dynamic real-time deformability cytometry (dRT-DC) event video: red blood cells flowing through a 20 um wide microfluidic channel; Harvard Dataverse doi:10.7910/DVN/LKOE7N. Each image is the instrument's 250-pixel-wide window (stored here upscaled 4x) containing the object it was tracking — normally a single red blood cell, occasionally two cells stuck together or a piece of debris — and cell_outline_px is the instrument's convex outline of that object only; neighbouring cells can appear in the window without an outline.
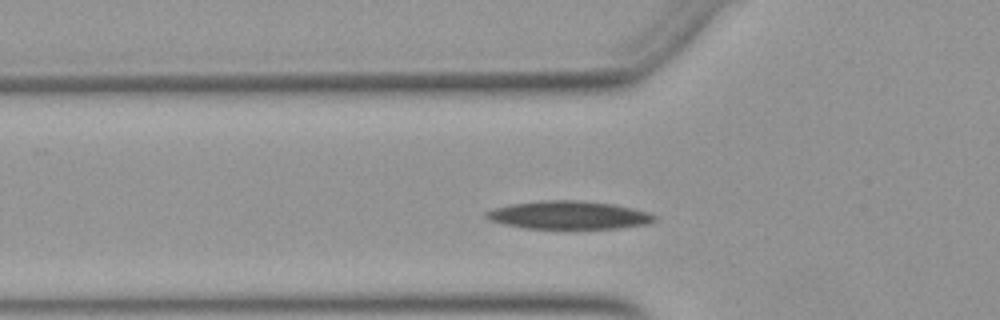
{"species": "Egyptian fruit bat (a non-hibernating species)", "species_latin": "Rousettus aegyptiacus", "temperature_condition": "warm", "stored_images_in_passage": 28, "camera_frame_rate_fps": 3000, "um_per_image_px": 0.085, "animal": {"sex": "female"}, "frame": {"image": 1, "passage_image": 2, "time_ms": 0.333, "image_size_px": [1000, 320], "cell_outline_px": [[656, 220], [648, 224], [616, 228], [524, 228], [504, 224], [488, 220], [484, 216], [484, 212], [496, 208], [512, 204], [540, 200], [580, 200], [612, 204], [632, 208], [648, 212], [656, 216]], "centroid_in_image_um": [48.33, 18.28], "position_along_channel_um": 77.5, "area_um2": 27.46}}
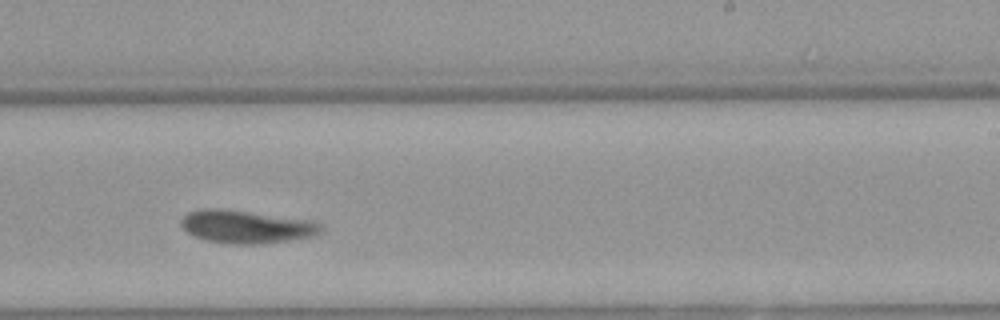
{"frame": {"image": 2, "passage_image": 17, "time_ms": 5.333, "image_size_px": [1000, 320], "cell_outline_px": [[324, 228], [320, 232], [312, 236], [264, 244], [228, 244], [208, 240], [192, 236], [180, 224], [180, 220], [188, 212], [200, 208], [228, 208], [316, 220]], "centroid_in_image_um": [20.95, 19.24], "position_along_channel_um": 268.0, "area_um2": 27.51}}
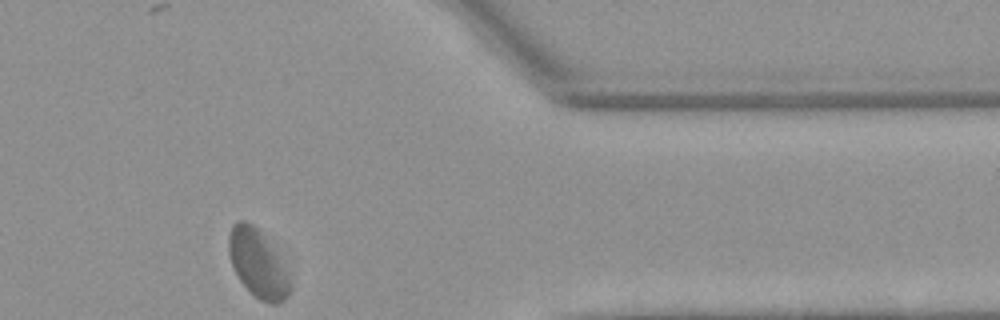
{"frame": {"image": 3, "passage_image": 28, "time_ms": 9.0, "image_size_px": [1000, 320], "cell_outline_px": [[292, 288], [288, 296], [280, 304], [272, 304], [260, 300], [240, 280], [232, 264], [228, 252], [228, 236], [232, 224], [236, 220], [244, 220], [252, 224], [264, 236], [276, 252], [288, 272], [292, 280]], "centroid_in_image_um": [21.93, 22.41], "position_along_channel_um": 389.5, "area_um2": 24.22}, "authors_computed_cell_mechanics": {"area_um2": 26.9926, "velocity_mm_per_s": 3.8266, "shape_relaxation_time_tau1_ms": 10.3591, "shape_relaxation_time_tau2_ms": 4.1527, "deformation_change_tau1": 0.2006, "deformation_change_tau2": 0.0532}}